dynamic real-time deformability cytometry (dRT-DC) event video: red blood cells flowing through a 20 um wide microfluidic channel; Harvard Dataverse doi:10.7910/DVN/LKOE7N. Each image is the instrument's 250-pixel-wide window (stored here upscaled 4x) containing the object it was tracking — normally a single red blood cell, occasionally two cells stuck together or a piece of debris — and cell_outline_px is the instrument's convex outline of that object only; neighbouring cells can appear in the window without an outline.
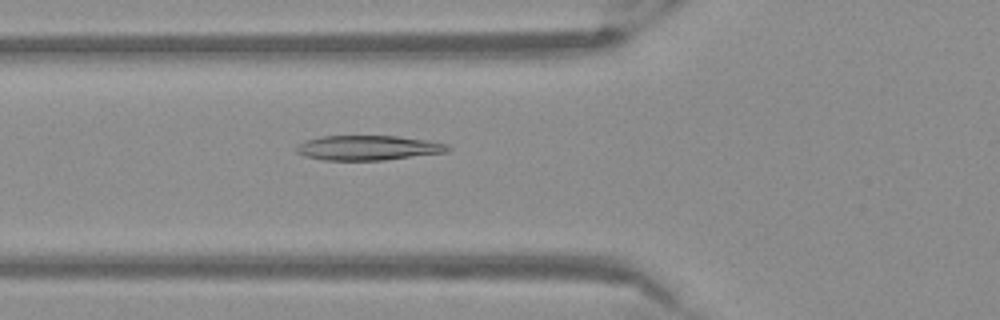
{"species": "Egyptian fruit bat (a non-hibernating species)", "species_latin": "Rousettus aegyptiacus", "temperature_condition": "warm", "stored_images_in_passage": 52, "camera_frame_rate_fps": 3000, "um_per_image_px": 0.085, "frame": {"image": 1, "passage_image": 19, "time_ms": 6.0, "image_size_px": [1000, 320], "cell_outline_px": [[452, 148], [448, 152], [380, 160], [324, 160], [304, 156], [296, 152], [296, 144], [304, 140], [320, 136], [396, 136], [428, 140], [448, 144]], "centroid_in_image_um": [31.26, 12.56], "position_along_channel_um": 94.5, "area_um2": 21.96}}
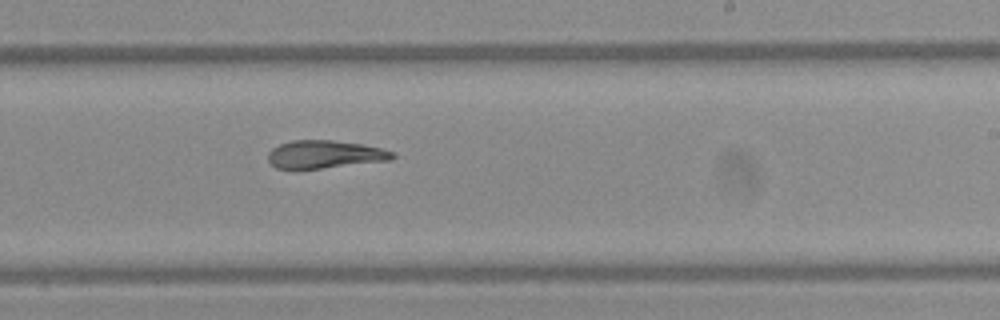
{"frame": {"image": 2, "passage_image": 32, "time_ms": 10.333, "image_size_px": [1000, 320], "cell_outline_px": [[396, 156], [392, 160], [320, 168], [276, 168], [268, 160], [268, 152], [272, 148], [280, 144], [292, 140], [332, 140], [364, 144], [396, 152]], "centroid_in_image_um": [27.65, 13.1], "position_along_channel_um": 261.4, "area_um2": 20.17}}
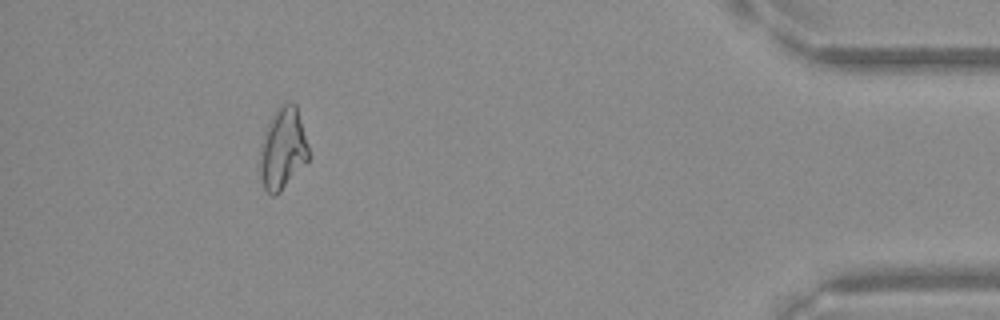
{"frame": {"image": 3, "passage_image": 48, "time_ms": 15.667, "image_size_px": [1000, 320], "cell_outline_px": [[308, 160], [280, 192], [272, 196], [264, 188], [260, 172], [260, 148], [264, 132], [272, 116], [284, 104], [296, 104], [308, 144]], "centroid_in_image_um": [24.03, 12.67], "position_along_channel_um": 411.2, "area_um2": 22.6}}